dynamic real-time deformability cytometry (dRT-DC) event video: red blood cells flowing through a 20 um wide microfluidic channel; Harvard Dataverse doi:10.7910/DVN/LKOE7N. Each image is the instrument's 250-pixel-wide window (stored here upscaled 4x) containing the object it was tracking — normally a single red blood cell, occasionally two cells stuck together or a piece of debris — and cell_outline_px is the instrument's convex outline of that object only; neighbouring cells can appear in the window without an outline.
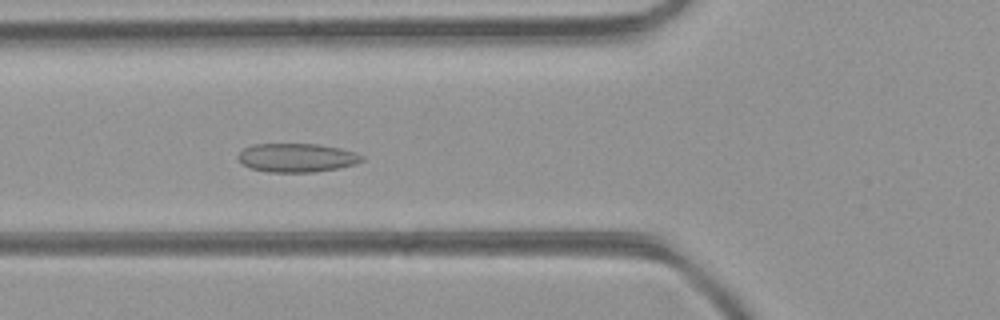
{"species": "common noctule bat (a hibernating species)", "species_latin": "Nyctalus noctula", "temperature_condition": "room temperature", "stored_images_in_passage": 40, "camera_frame_rate_fps": 3000, "um_per_image_px": 0.085, "animal": {"sex": "female", "body_mass_g": 21.9}, "frame": {"image": 1, "passage_image": 16, "time_ms": 5.0, "image_size_px": [1000, 320], "cell_outline_px": [[364, 160], [356, 164], [336, 168], [312, 172], [268, 172], [252, 168], [244, 164], [236, 156], [244, 148], [252, 144], [316, 144], [340, 148], [364, 156]], "centroid_in_image_um": [25.22, 13.4], "position_along_channel_um": 100.6, "area_um2": 20.52}}
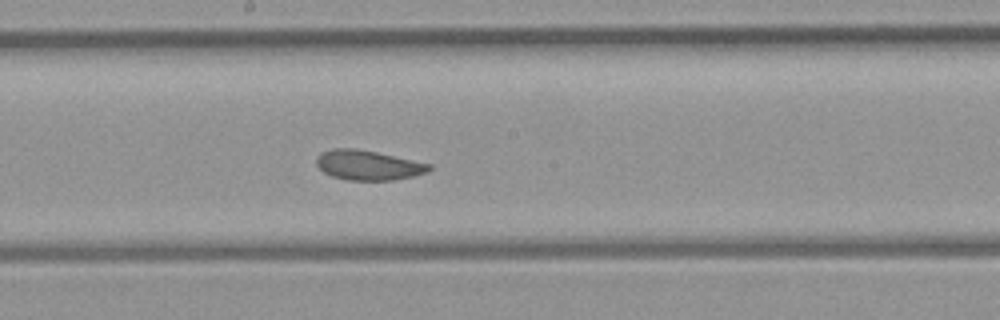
{"frame": {"image": 2, "passage_image": 24, "time_ms": 7.667, "image_size_px": [1000, 320], "cell_outline_px": [[432, 168], [428, 172], [396, 180], [348, 180], [332, 176], [324, 172], [316, 164], [316, 156], [320, 152], [332, 148], [356, 148], [376, 152], [432, 164]], "centroid_in_image_um": [31.28, 14.03], "position_along_channel_um": 216.9, "area_um2": 19.65}}
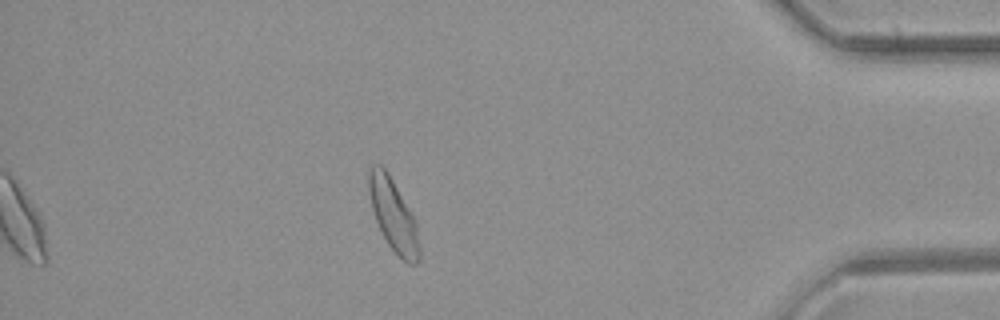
{"frame": {"image": 3, "passage_image": 40, "time_ms": 13.0, "image_size_px": [1000, 320], "cell_outline_px": [[420, 260], [416, 264], [408, 264], [388, 244], [376, 220], [372, 208], [368, 188], [368, 168], [372, 164], [380, 164], [388, 172], [408, 208], [416, 224], [420, 248]], "centroid_in_image_um": [33.42, 18.27], "position_along_channel_um": 401.8, "area_um2": 20.81}, "authors_computed_cell_mechanics": {"area_um2": 20.9236, "velocity_mm_per_s": 4.3391, "shape_relaxation_time_tau1_ms": null, "shape_relaxation_time_tau2_ms": 1.7645, "deformation_change_tau1": null, "deformation_change_tau2": 0.084}}